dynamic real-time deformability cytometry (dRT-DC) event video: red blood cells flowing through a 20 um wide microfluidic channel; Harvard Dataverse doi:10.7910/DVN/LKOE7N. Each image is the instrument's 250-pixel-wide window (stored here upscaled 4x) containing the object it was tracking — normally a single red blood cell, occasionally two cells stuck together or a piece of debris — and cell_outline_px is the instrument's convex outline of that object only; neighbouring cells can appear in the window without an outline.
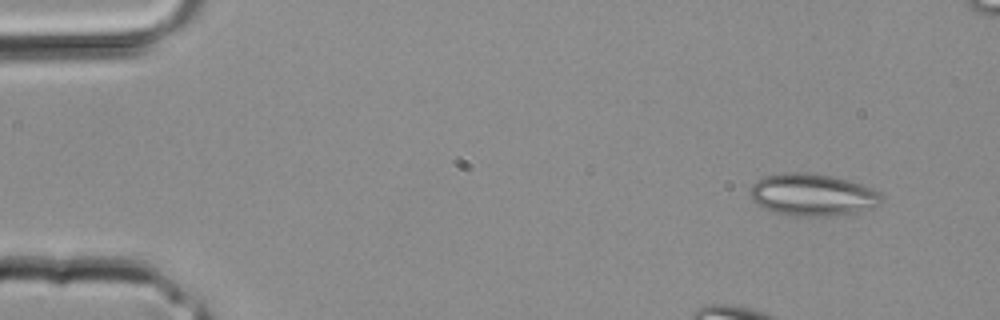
{"species": "common noctule bat (a hibernating species)", "species_latin": "Nyctalus noctula", "temperature_condition": "room temperature", "stored_images_in_passage": 4, "camera_frame_rate_fps": 3000, "um_per_image_px": 0.085, "animal": {"sex": "male", "body_mass_g": 20.4}, "frame": {"image": 1, "passage_image": 1, "time_ms": 0.0, "image_size_px": [1000, 320], "cell_outline_px": [[884, 196], [880, 204], [872, 208], [856, 212], [836, 216], [788, 216], [760, 208], [752, 200], [748, 192], [748, 188], [756, 180], [764, 176], [784, 172], [812, 172], [832, 176], [860, 184], [872, 188], [880, 192]], "centroid_in_image_um": [69.01, 16.56], "position_along_channel_um": 16.0, "area_um2": 33.0}}